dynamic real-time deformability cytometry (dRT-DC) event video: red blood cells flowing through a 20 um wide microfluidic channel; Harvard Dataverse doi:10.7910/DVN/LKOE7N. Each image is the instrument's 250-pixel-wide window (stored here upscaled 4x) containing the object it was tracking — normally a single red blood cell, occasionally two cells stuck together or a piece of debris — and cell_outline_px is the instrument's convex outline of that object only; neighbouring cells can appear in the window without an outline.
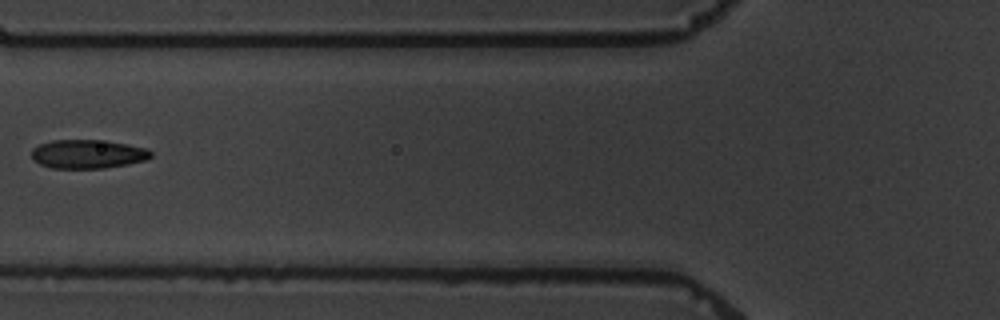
{"species": "common noctule bat (a hibernating species)", "species_latin": "Nyctalus noctula", "temperature_condition": "warm", "stored_images_in_passage": 7, "camera_frame_rate_fps": 3000, "um_per_image_px": 0.085, "animal": {"sex": "male", "body_mass_g": 19.5, "forearm_length_mm": 54.6}, "frame": {"image": 1, "passage_image": 7, "time_ms": 7.0, "image_size_px": [1000, 320], "cell_outline_px": [[152, 156], [144, 160], [128, 164], [104, 168], [52, 168], [40, 164], [32, 160], [32, 148], [40, 144], [52, 140], [108, 140], [148, 148], [152, 152]], "centroid_in_image_um": [7.47, 13.08], "position_along_channel_um": 118.3, "area_um2": 20.17}}